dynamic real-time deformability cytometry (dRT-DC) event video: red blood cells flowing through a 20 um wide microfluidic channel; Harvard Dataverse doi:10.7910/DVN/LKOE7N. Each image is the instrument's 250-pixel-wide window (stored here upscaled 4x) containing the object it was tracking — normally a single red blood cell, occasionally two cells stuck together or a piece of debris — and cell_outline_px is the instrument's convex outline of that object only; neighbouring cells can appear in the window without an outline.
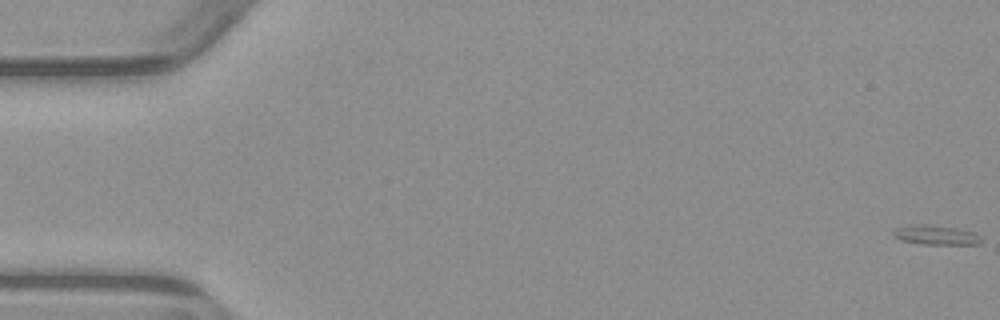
{"species": "common noctule bat (a hibernating species)", "species_latin": "Nyctalus noctula", "temperature_condition": "warm", "stored_images_in_passage": 5, "camera_frame_rate_fps": 3000, "um_per_image_px": 0.085, "animal": {"sex": "male", "body_mass_g": 23.1, "forearm_length_mm": 52.7}, "frame": {"image": 1, "passage_image": 1, "time_ms": 0.0, "image_size_px": [1000, 320], "cell_outline_px": [[984, 240], [980, 244], [920, 244], [900, 240], [892, 232], [892, 228], [908, 224], [920, 224], [956, 228], [972, 232]], "centroid_in_image_um": [79.49, 19.97], "position_along_channel_um": 5.5, "area_um2": 10.0}}